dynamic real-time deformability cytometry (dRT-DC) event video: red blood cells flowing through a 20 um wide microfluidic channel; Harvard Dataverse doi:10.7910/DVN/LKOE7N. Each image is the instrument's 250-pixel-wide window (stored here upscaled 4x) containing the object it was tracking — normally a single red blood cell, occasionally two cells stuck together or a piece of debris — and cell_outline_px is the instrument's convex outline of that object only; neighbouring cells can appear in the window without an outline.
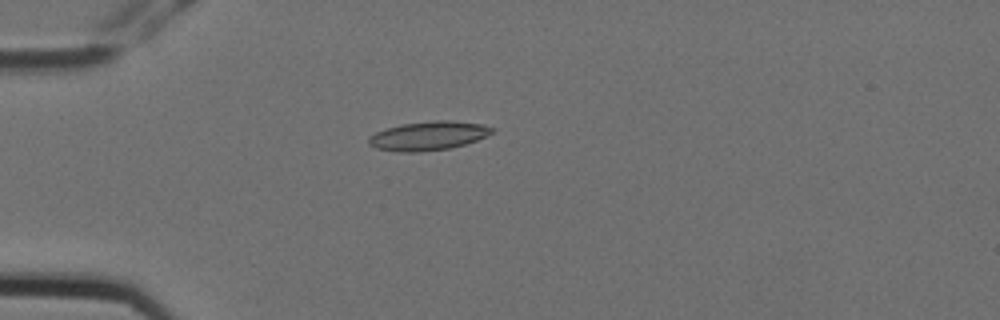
{"species": "Egyptian fruit bat (a non-hibernating species)", "species_latin": "Rousettus aegyptiacus", "temperature_condition": "cold", "stored_images_in_passage": 6, "camera_frame_rate_fps": 3000, "um_per_image_px": 0.085, "animal": {"sex": "female"}, "frame": {"image": 1, "passage_image": 5, "time_ms": 1.333, "image_size_px": [1000, 320], "cell_outline_px": [[496, 128], [492, 132], [476, 140], [464, 144], [448, 148], [420, 152], [400, 152], [376, 148], [368, 144], [368, 136], [376, 132], [400, 124], [432, 120], [452, 120], [484, 124]], "centroid_in_image_um": [36.39, 11.53], "position_along_channel_um": 48.6, "area_um2": 20.81}}